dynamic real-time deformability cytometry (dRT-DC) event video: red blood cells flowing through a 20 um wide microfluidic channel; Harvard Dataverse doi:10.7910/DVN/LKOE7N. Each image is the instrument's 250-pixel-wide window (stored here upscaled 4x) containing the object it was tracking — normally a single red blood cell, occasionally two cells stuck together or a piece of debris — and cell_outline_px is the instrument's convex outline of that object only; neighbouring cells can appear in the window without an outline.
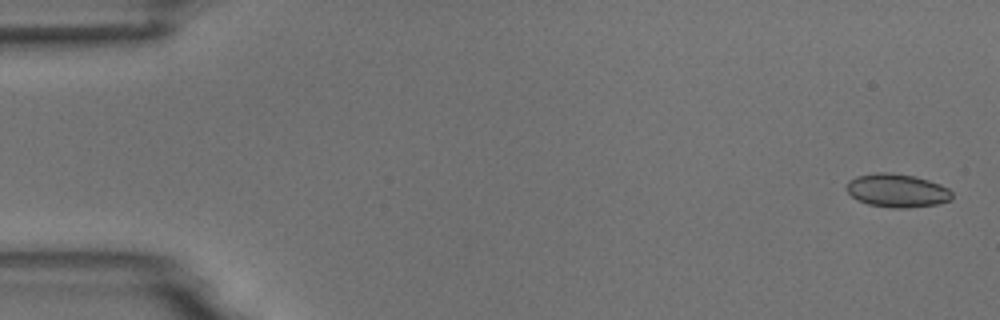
{"species": "common noctule bat (a hibernating species)", "species_latin": "Nyctalus noctula", "temperature_condition": "room temperature", "stored_images_in_passage": 5, "camera_frame_rate_fps": 3000, "um_per_image_px": 0.085, "animal": {"sex": "male", "body_mass_g": 18.8}, "frame": {"image": 1, "passage_image": 1, "time_ms": 0.0, "image_size_px": [1000, 320], "cell_outline_px": [[952, 200], [936, 204], [908, 208], [892, 208], [868, 204], [856, 200], [848, 192], [848, 180], [856, 176], [876, 172], [888, 172], [912, 176], [928, 180], [940, 184], [948, 188], [952, 192]], "centroid_in_image_um": [76.25, 16.2], "position_along_channel_um": 8.7, "area_um2": 20.52}}
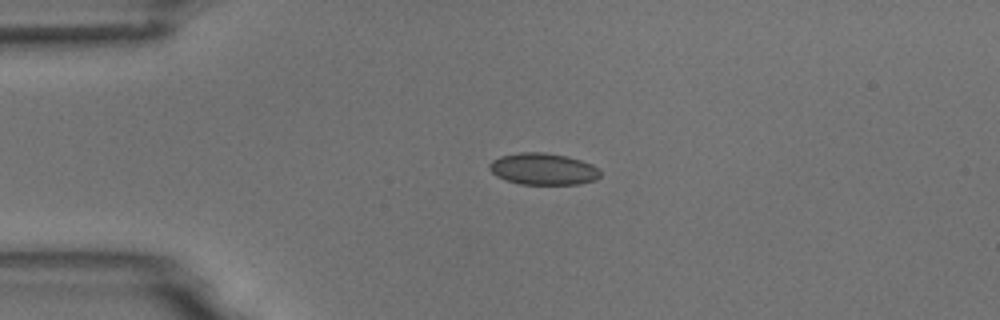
{"frame": {"image": 2, "passage_image": 4, "time_ms": 3.667, "image_size_px": [1000, 320], "cell_outline_px": [[600, 176], [596, 180], [580, 184], [520, 184], [504, 180], [496, 176], [488, 168], [488, 164], [492, 160], [500, 156], [520, 152], [544, 152], [568, 156], [592, 164], [600, 172]], "centroid_in_image_um": [46.14, 14.36], "position_along_channel_um": 38.9, "area_um2": 20.63}}